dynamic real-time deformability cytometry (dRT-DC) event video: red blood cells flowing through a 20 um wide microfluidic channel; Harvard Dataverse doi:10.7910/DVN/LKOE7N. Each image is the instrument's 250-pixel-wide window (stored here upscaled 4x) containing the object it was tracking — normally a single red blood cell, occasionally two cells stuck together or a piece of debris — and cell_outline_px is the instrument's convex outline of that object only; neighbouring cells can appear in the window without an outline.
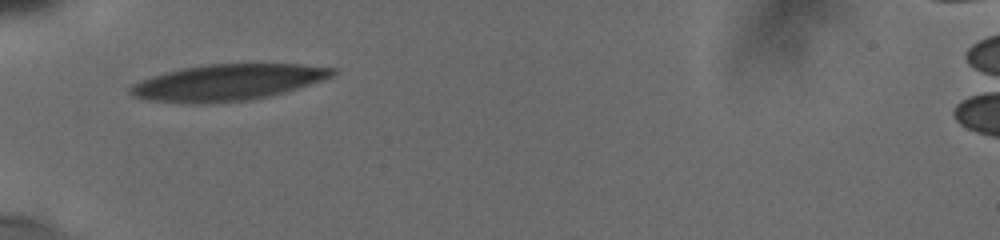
{"species": "human", "species_latin": "Homo sapiens", "temperature_condition": "cold", "stored_images_in_passage": 49, "camera_frame_rate_fps": 3000, "um_per_image_px": 0.085, "donor": {"sex": "male"}, "frame": {"image": 1, "passage_image": 1, "time_ms": 0.0, "image_size_px": [1000, 240], "cell_outline_px": [[336, 72], [332, 76], [296, 88], [264, 96], [244, 100], [208, 104], [184, 104], [144, 100], [128, 92], [128, 88], [132, 84], [140, 80], [152, 76], [180, 68], [208, 64], [296, 64], [332, 68]], "centroid_in_image_um": [19.2, 7.01], "position_along_channel_um": 65.8, "area_um2": 42.25}}
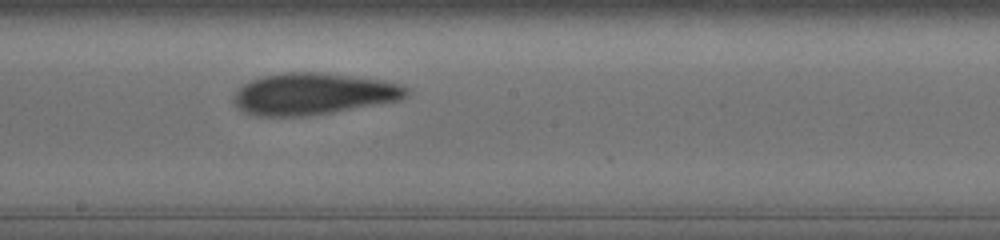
{"frame": {"image": 2, "passage_image": 25, "time_ms": 4.333, "image_size_px": [1000, 240], "cell_outline_px": [[412, 92], [408, 96], [400, 100], [332, 112], [308, 116], [260, 116], [248, 112], [240, 108], [232, 100], [232, 96], [236, 88], [240, 84], [248, 80], [260, 76], [288, 72], [320, 72], [384, 80], [400, 84], [408, 88]], "centroid_in_image_um": [26.62, 7.96], "position_along_channel_um": 221.6, "area_um2": 42.25}}
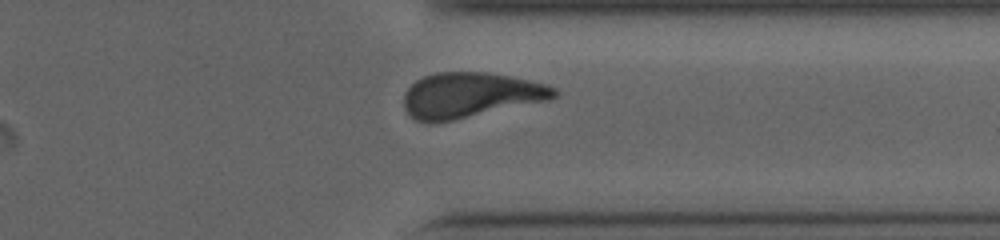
{"frame": {"image": 3, "passage_image": 45, "time_ms": 8.333, "image_size_px": [1000, 240], "cell_outline_px": [[560, 92], [556, 96], [548, 100], [452, 120], [432, 124], [428, 124], [416, 120], [404, 108], [404, 92], [416, 80], [424, 76], [436, 72], [488, 72], [512, 76], [544, 84], [556, 88]], "centroid_in_image_um": [39.95, 8.08], "position_along_channel_um": 371.4, "area_um2": 39.54}, "authors_computed_cell_mechanics": {"area_um2": 41.5004, "velocity_mm_per_s": 3.7626, "shape_relaxation_time_tau1_ms": 8.1551, "shape_relaxation_time_tau2_ms": 3.0848, "deformation_change_tau1": 0.2182, "deformation_change_tau2": 0.0991}}